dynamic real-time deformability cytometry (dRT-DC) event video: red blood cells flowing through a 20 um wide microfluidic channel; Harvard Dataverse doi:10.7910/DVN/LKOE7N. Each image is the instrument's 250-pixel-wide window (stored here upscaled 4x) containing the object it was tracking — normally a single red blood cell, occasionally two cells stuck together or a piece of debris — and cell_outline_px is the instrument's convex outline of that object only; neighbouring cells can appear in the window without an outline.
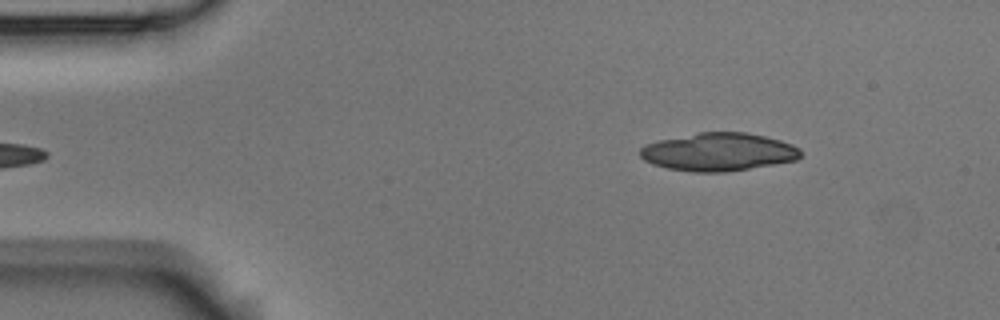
{"species": "Egyptian fruit bat (a non-hibernating species)", "species_latin": "Rousettus aegyptiacus", "temperature_condition": "room temperature", "stored_images_in_passage": 4, "camera_frame_rate_fps": 3000, "um_per_image_px": 0.085, "animal": {"sex": "male"}, "frame": {"image": 1, "passage_image": 4, "time_ms": 1.0, "image_size_px": [1000, 320], "cell_outline_px": [[800, 156], [796, 160], [724, 172], [692, 172], [668, 168], [652, 164], [644, 160], [640, 156], [640, 148], [644, 144], [656, 140], [700, 132], [744, 132], [764, 136], [780, 140], [792, 144], [800, 148]], "centroid_in_image_um": [61.02, 12.9], "position_along_channel_um": 24.0, "area_um2": 35.49}}